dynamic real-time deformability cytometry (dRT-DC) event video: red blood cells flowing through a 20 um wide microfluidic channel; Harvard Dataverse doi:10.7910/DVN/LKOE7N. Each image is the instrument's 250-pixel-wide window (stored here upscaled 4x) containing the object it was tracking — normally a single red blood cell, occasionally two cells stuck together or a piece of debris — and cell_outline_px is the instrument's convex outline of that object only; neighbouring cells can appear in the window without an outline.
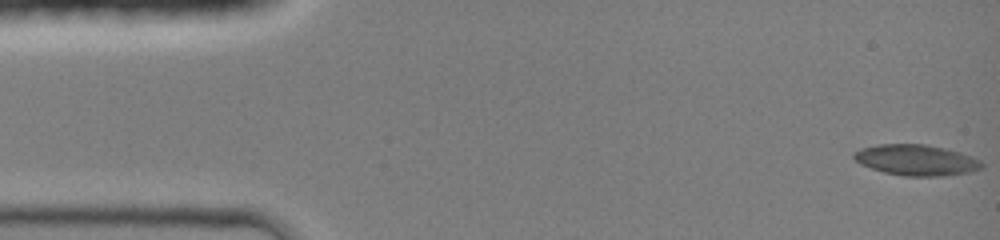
{"species": "common noctule bat (a hibernating species)", "species_latin": "Nyctalus noctula", "temperature_condition": "room temperature", "stored_images_in_passage": 45, "camera_frame_rate_fps": 3000, "um_per_image_px": 0.085, "animal": {"sex": "female", "body_mass_g": 19.0, "forearm_length_mm": 51.5}, "frame": {"image": 1, "passage_image": 1, "time_ms": 0.0, "image_size_px": [1000, 240], "cell_outline_px": [[984, 168], [968, 172], [944, 176], [904, 176], [884, 172], [860, 164], [852, 156], [852, 152], [860, 148], [876, 144], [924, 144], [944, 148], [960, 152], [972, 156], [980, 160], [984, 164]], "centroid_in_image_um": [77.88, 13.6], "position_along_channel_um": 7.1, "area_um2": 23.12}}
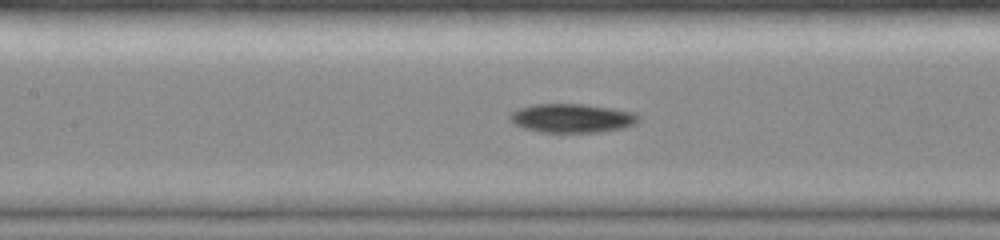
{"frame": {"image": 2, "passage_image": 20, "time_ms": 6.333, "image_size_px": [1000, 240], "cell_outline_px": [[640, 116], [636, 124], [624, 128], [600, 132], [540, 132], [524, 128], [516, 124], [508, 116], [512, 112], [520, 108], [532, 104], [584, 104], [612, 108], [636, 112]], "centroid_in_image_um": [48.67, 10.04], "position_along_channel_um": 158.7, "area_um2": 21.68}}
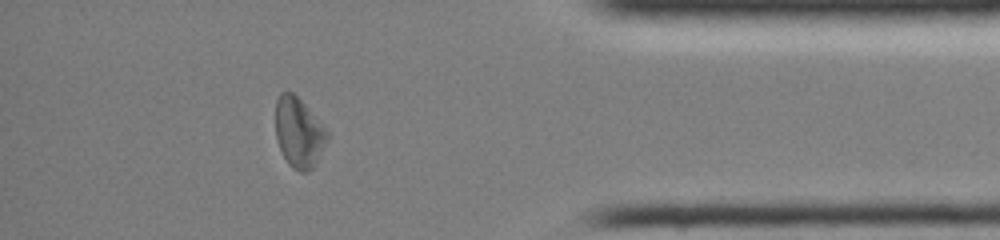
{"frame": {"image": 3, "passage_image": 39, "time_ms": 12.667, "image_size_px": [1000, 240], "cell_outline_px": [[328, 140], [316, 164], [308, 172], [300, 172], [292, 168], [288, 164], [276, 140], [276, 100], [280, 92], [292, 92], [304, 104], [328, 132]], "centroid_in_image_um": [25.39, 11.3], "position_along_channel_um": 409.8, "area_um2": 20.92}}